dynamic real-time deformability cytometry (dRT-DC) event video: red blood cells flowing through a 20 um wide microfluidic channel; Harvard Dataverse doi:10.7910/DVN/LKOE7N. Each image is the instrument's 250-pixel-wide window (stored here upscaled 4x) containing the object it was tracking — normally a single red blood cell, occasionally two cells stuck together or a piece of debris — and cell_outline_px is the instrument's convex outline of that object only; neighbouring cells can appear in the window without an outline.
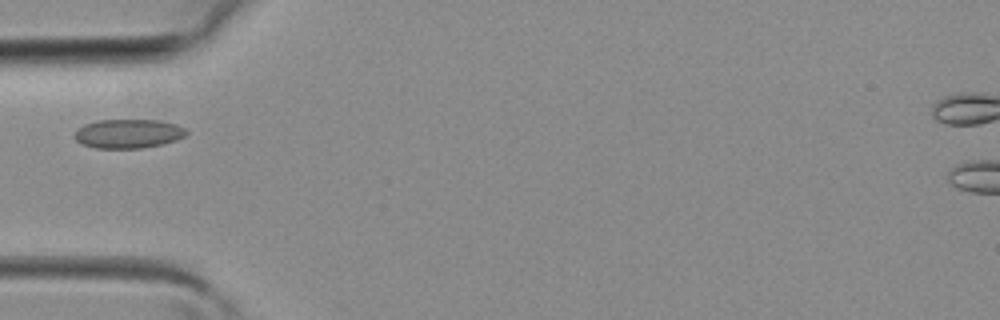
{"species": "common noctule bat (a hibernating species)", "species_latin": "Nyctalus noctula", "temperature_condition": "room temperature", "stored_images_in_passage": 28, "camera_frame_rate_fps": 3000, "um_per_image_px": 0.085, "animal": {"sex": "female", "body_mass_g": 19.3, "forearm_length_mm": 54.1}, "frame": {"image": 1, "passage_image": 1, "time_ms": 0.0, "image_size_px": [1000, 320], "cell_outline_px": [[188, 132], [184, 136], [176, 140], [160, 144], [140, 148], [96, 148], [80, 144], [72, 136], [76, 128], [84, 124], [100, 120], [156, 120], [176, 124], [184, 128]], "centroid_in_image_um": [10.83, 11.36], "position_along_channel_um": 74.2, "area_um2": 18.96}}
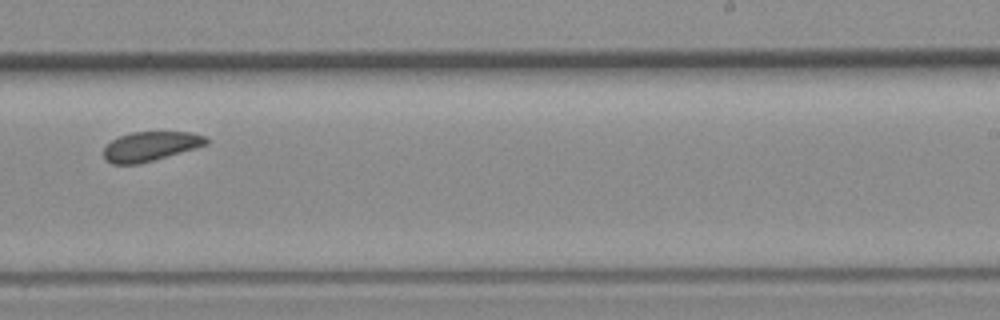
{"frame": {"image": 2, "passage_image": 13, "time_ms": 4.0, "image_size_px": [1000, 320], "cell_outline_px": [[208, 144], [196, 148], [152, 160], [136, 164], [112, 164], [104, 160], [104, 148], [112, 140], [120, 136], [132, 132], [192, 132], [204, 136], [208, 140]], "centroid_in_image_um": [12.78, 12.43], "position_along_channel_um": 276.2, "area_um2": 17.4}}
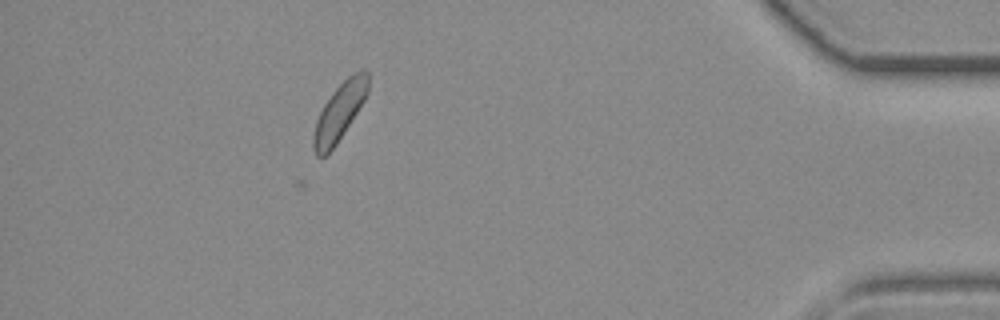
{"frame": {"image": 3, "passage_image": 24, "time_ms": 7.667, "image_size_px": [1000, 320], "cell_outline_px": [[368, 92], [364, 100], [336, 144], [324, 156], [316, 156], [312, 148], [312, 136], [316, 120], [324, 104], [332, 92], [352, 72], [360, 68], [364, 68], [368, 72]], "centroid_in_image_um": [28.84, 9.47], "position_along_channel_um": 406.4, "area_um2": 18.15}}